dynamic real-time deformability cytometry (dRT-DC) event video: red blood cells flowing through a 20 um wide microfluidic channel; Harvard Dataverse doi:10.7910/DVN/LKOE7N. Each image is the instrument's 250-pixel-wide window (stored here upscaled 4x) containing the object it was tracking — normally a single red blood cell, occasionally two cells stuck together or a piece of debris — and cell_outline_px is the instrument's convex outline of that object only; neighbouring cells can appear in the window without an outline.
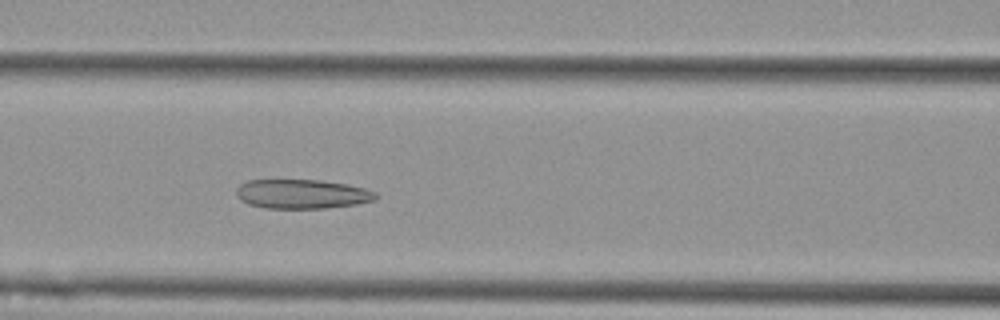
{"species": "Egyptian fruit bat (a non-hibernating species)", "species_latin": "Rousettus aegyptiacus", "temperature_condition": "cold", "stored_images_in_passage": 51, "camera_frame_rate_fps": 3000, "um_per_image_px": 0.085, "animal": {"sex": "female"}, "frame": {"image": 1, "passage_image": 19, "time_ms": 6.0, "image_size_px": [1000, 320], "cell_outline_px": [[380, 196], [376, 200], [356, 204], [324, 208], [264, 208], [248, 204], [240, 200], [236, 196], [236, 188], [240, 184], [248, 180], [320, 180], [348, 184], [364, 188], [376, 192]], "centroid_in_image_um": [25.67, 16.49], "position_along_channel_um": 140.9, "area_um2": 23.99}}
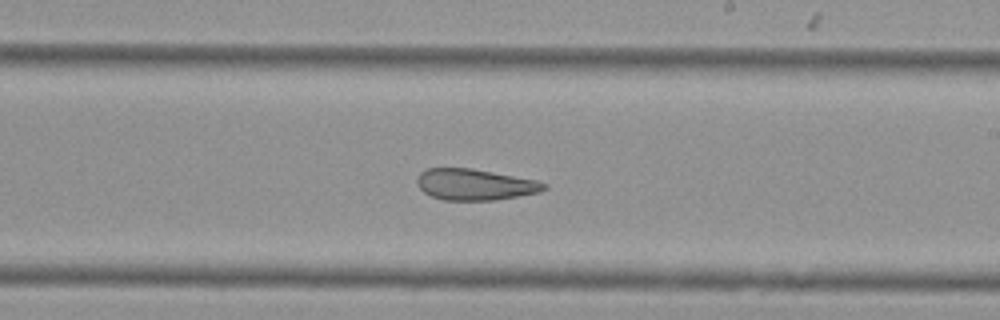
{"frame": {"image": 2, "passage_image": 28, "time_ms": 9.0, "image_size_px": [1000, 320], "cell_outline_px": [[548, 188], [540, 192], [496, 200], [444, 200], [432, 196], [424, 192], [416, 184], [416, 180], [420, 172], [428, 168], [472, 168], [536, 180], [548, 184]], "centroid_in_image_um": [40.37, 15.68], "position_along_channel_um": 248.6, "area_um2": 23.12}}
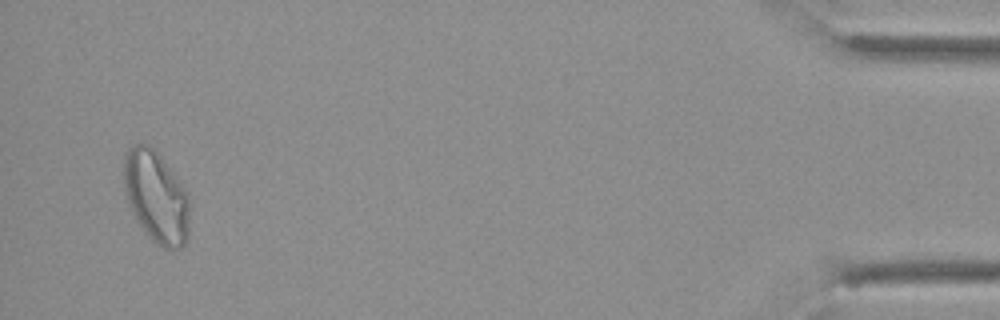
{"frame": {"image": 3, "passage_image": 49, "time_ms": 16.0, "image_size_px": [1000, 320], "cell_outline_px": [[188, 240], [180, 248], [168, 252], [152, 240], [144, 232], [132, 212], [128, 200], [124, 184], [124, 152], [128, 148], [136, 144], [152, 144], [156, 148], [188, 192]], "centroid_in_image_um": [13.28, 16.72], "position_along_channel_um": 421.9, "area_um2": 35.66}, "authors_computed_cell_mechanics": {"area_um2": 28.5532, "velocity_mm_per_s": 3.6117, "shape_relaxation_time_tau1_ms": null, "shape_relaxation_time_tau2_ms": 3.0333, "deformation_change_tau1": null, "deformation_change_tau2": 0.1061}}